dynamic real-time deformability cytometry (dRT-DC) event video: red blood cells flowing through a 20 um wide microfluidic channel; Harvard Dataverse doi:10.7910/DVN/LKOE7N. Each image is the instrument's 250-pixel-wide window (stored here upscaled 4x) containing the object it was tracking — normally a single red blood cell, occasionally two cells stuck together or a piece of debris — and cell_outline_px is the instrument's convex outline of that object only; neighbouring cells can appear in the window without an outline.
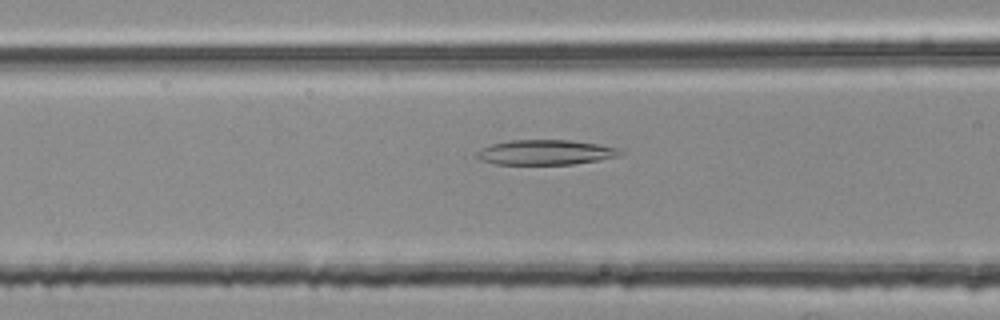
{"species": "common noctule bat (a hibernating species)", "species_latin": "Nyctalus noctula", "temperature_condition": "room temperature", "stored_images_in_passage": 47, "camera_frame_rate_fps": 3000, "um_per_image_px": 0.085, "animal": {"sex": "female", "body_mass_g": 25.1}, "frame": {"image": 1, "passage_image": 19, "time_ms": 6.0, "image_size_px": [1000, 320], "cell_outline_px": [[624, 152], [616, 156], [600, 160], [572, 164], [496, 164], [480, 160], [476, 156], [476, 152], [480, 148], [492, 144], [512, 140], [572, 140], [600, 144], [624, 148]], "centroid_in_image_um": [46.41, 12.94], "position_along_channel_um": 120.2, "area_um2": 21.04}}
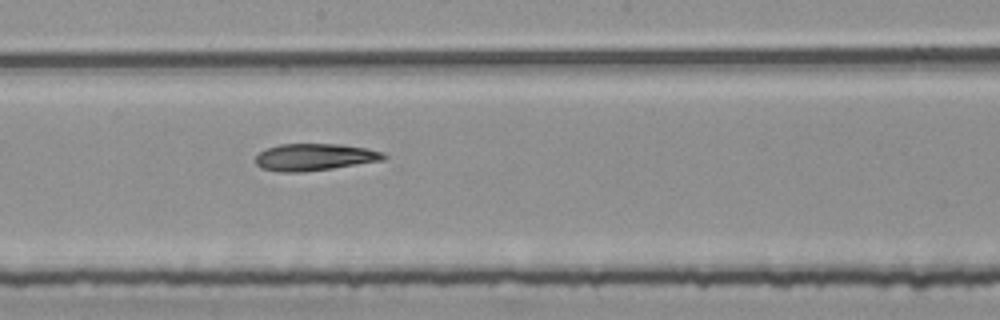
{"frame": {"image": 2, "passage_image": 27, "time_ms": 8.667, "image_size_px": [1000, 320], "cell_outline_px": [[388, 156], [384, 160], [332, 168], [304, 172], [280, 172], [260, 168], [256, 164], [256, 156], [260, 152], [268, 148], [280, 144], [340, 144], [368, 148], [384, 152]], "centroid_in_image_um": [26.76, 13.35], "position_along_channel_um": 221.4, "area_um2": 20.23}}
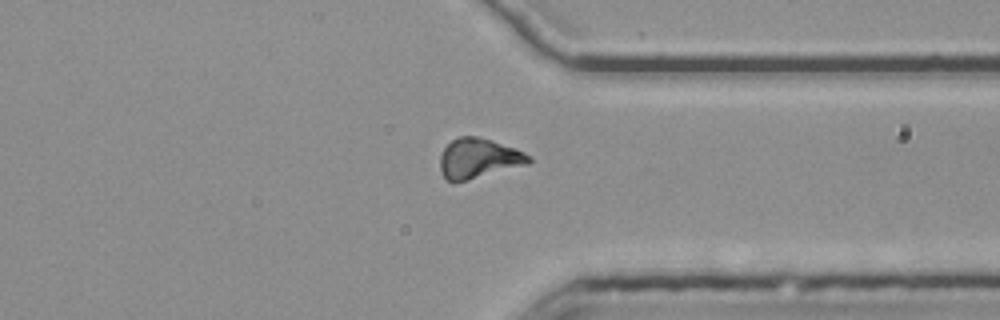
{"frame": {"image": 3, "passage_image": 39, "time_ms": 12.667, "image_size_px": [1000, 320], "cell_outline_px": [[532, 160], [528, 164], [468, 180], [448, 180], [444, 176], [440, 168], [440, 156], [444, 148], [456, 136], [480, 136], [492, 140], [524, 152], [532, 156]], "centroid_in_image_um": [40.69, 13.43], "position_along_channel_um": 370.7, "area_um2": 20.46}}